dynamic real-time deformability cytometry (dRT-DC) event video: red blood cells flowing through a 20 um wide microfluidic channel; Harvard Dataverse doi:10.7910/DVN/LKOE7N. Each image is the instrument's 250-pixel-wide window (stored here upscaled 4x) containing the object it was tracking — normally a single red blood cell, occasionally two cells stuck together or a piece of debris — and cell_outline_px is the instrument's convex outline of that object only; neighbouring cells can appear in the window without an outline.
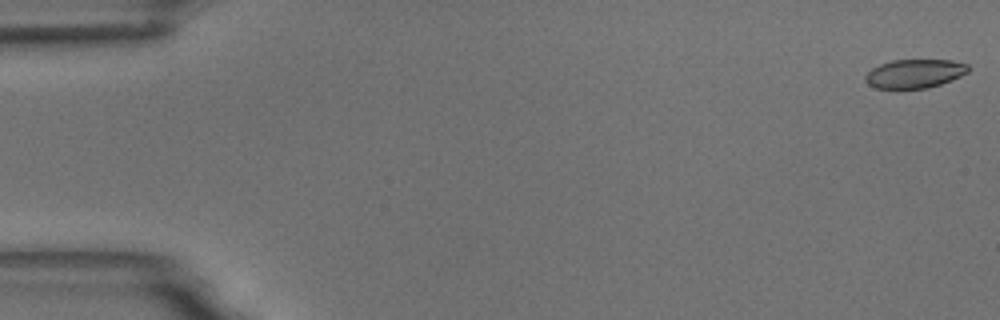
{"species": "common noctule bat (a hibernating species)", "species_latin": "Nyctalus noctula", "temperature_condition": "room temperature", "stored_images_in_passage": 56, "camera_frame_rate_fps": 3000, "um_per_image_px": 0.085, "animal": {"sex": "male", "body_mass_g": 18.8}, "frame": {"image": 1, "passage_image": 1, "time_ms": 0.0, "image_size_px": [1000, 320], "cell_outline_px": [[968, 72], [952, 80], [928, 88], [896, 92], [876, 88], [868, 84], [864, 80], [864, 76], [872, 68], [880, 64], [892, 60], [952, 60], [968, 64]], "centroid_in_image_um": [77.68, 6.31], "position_along_channel_um": 7.3, "area_um2": 17.98}}
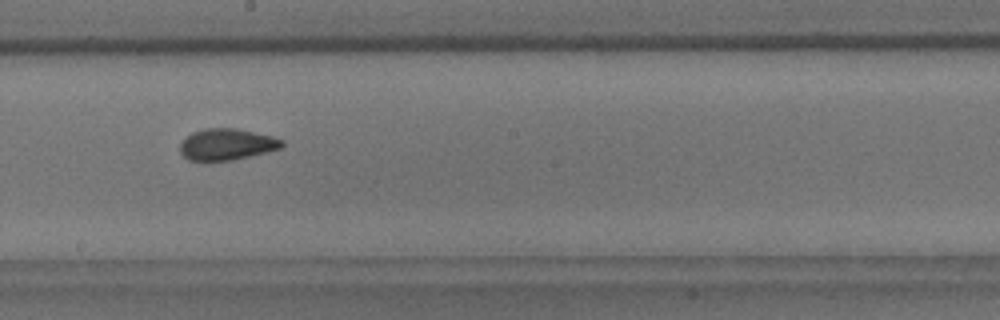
{"frame": {"image": 2, "passage_image": 31, "time_ms": 10.0, "image_size_px": [1000, 320], "cell_outline_px": [[284, 144], [280, 148], [232, 160], [188, 160], [180, 152], [180, 144], [192, 132], [204, 128], [236, 128], [272, 136], [284, 140]], "centroid_in_image_um": [19.27, 12.25], "position_along_channel_um": 228.9, "area_um2": 18.38}}
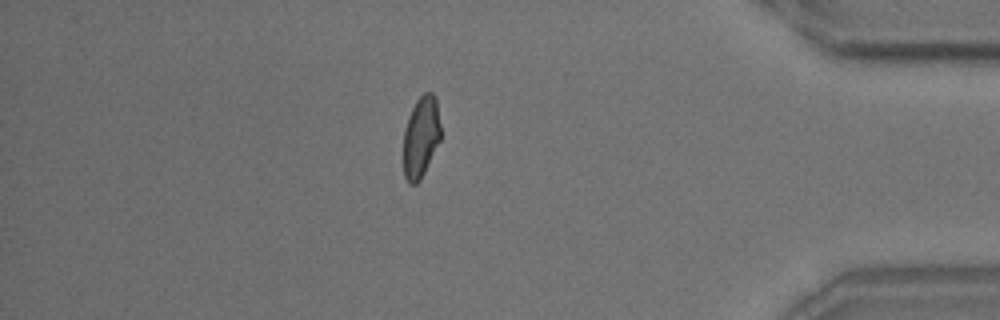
{"frame": {"image": 3, "passage_image": 48, "time_ms": 15.667, "image_size_px": [1000, 320], "cell_outline_px": [[440, 140], [420, 180], [416, 184], [408, 184], [404, 176], [404, 128], [408, 116], [416, 100], [424, 92], [432, 92], [436, 96], [440, 124]], "centroid_in_image_um": [35.77, 11.62], "position_along_channel_um": 399.4, "area_um2": 17.69}, "authors_computed_cell_mechanics": {"area_um2": 18.4671, "velocity_mm_per_s": 3.6492, "shape_relaxation_time_tau1_ms": 4.6892, "shape_relaxation_time_tau2_ms": 0.959, "deformation_change_tau1": 0.1589, "deformation_change_tau2": 0.0716}}